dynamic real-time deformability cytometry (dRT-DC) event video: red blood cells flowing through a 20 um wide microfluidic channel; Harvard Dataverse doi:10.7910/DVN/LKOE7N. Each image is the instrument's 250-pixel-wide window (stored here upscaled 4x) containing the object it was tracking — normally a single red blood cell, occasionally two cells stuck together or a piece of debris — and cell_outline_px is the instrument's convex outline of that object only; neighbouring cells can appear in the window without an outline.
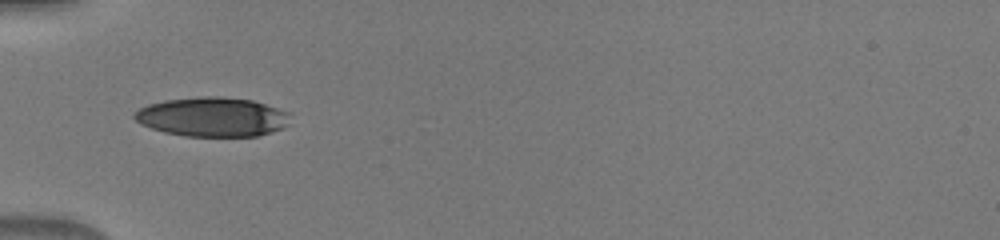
{"species": "human", "species_latin": "Homo sapiens", "temperature_condition": "warm", "stored_images_in_passage": 33, "camera_frame_rate_fps": 3000, "um_per_image_px": 0.085, "donor": {"sex": "male"}, "frame": {"image": 1, "passage_image": 1, "time_ms": 0.0, "image_size_px": [1000, 240], "cell_outline_px": [[292, 112], [284, 124], [280, 128], [256, 136], [184, 136], [164, 132], [140, 124], [132, 116], [140, 108], [148, 104], [164, 100], [200, 96], [220, 96], [252, 100]], "centroid_in_image_um": [18.01, 9.92], "position_along_channel_um": 67.0, "area_um2": 35.55}}
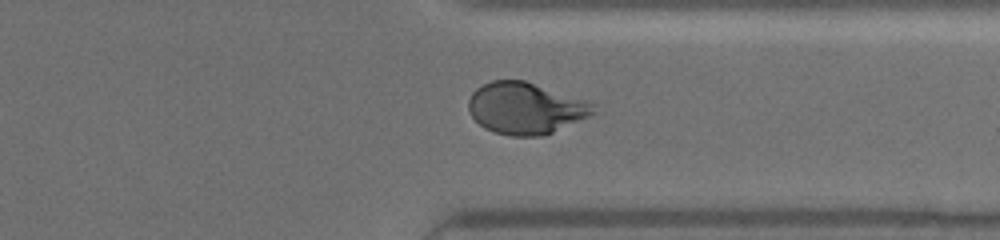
{"frame": {"image": 2, "passage_image": 23, "time_ms": 7.333, "image_size_px": [1000, 240], "cell_outline_px": [[596, 112], [588, 116], [544, 136], [512, 136], [496, 132], [484, 128], [472, 116], [468, 108], [468, 100], [472, 92], [476, 88], [492, 80], [524, 80], [588, 100], [592, 104]], "centroid_in_image_um": [44.66, 9.19], "position_along_channel_um": 366.7, "area_um2": 37.4}}
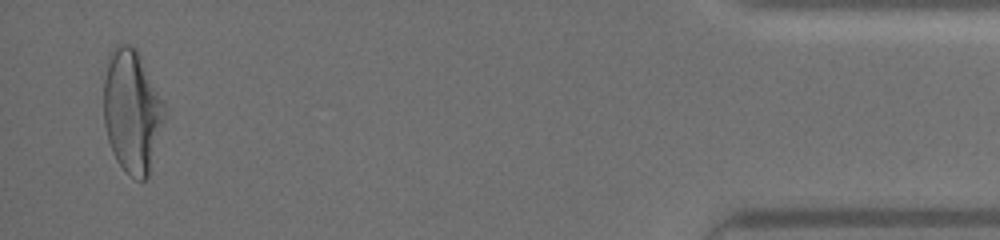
{"frame": {"image": 3, "passage_image": 32, "time_ms": 10.333, "image_size_px": [1000, 240], "cell_outline_px": [[164, 120], [148, 176], [144, 180], [140, 180], [128, 176], [116, 160], [112, 152], [108, 140], [104, 124], [104, 64], [112, 48], [116, 44], [128, 44], [136, 48], [164, 104]], "centroid_in_image_um": [11.18, 9.44], "position_along_channel_um": 424.0, "area_um2": 43.58}}